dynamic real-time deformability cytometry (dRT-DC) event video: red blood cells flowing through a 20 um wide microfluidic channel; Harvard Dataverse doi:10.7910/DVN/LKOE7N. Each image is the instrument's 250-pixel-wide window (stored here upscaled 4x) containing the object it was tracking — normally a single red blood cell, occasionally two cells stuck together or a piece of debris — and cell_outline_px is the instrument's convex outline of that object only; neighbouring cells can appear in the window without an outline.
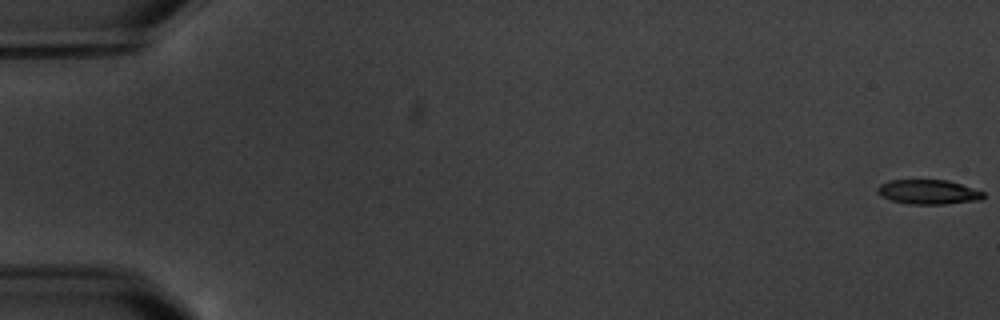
{"species": "common noctule bat (a hibernating species)", "species_latin": "Nyctalus noctula", "temperature_condition": "warm", "stored_images_in_passage": 14, "camera_frame_rate_fps": 3000, "um_per_image_px": 0.085, "animal": {"sex": "male", "body_mass_g": 20.1, "forearm_length_mm": 53.5}, "frame": {"image": 1, "passage_image": 1, "time_ms": 0.0, "image_size_px": [1000, 320], "cell_outline_px": [[984, 196], [980, 200], [944, 204], [908, 204], [892, 200], [880, 196], [876, 192], [876, 188], [880, 184], [888, 180], [948, 180], [984, 192]], "centroid_in_image_um": [78.86, 16.31], "position_along_channel_um": 6.1, "area_um2": 15.14}}
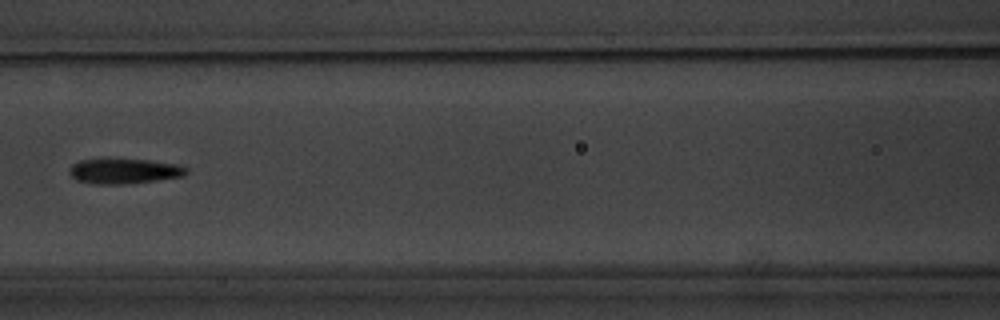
{"frame": {"image": 2, "passage_image": 7, "time_ms": 9.0, "image_size_px": [1000, 320], "cell_outline_px": [[188, 172], [184, 176], [156, 180], [120, 184], [92, 184], [76, 180], [68, 172], [68, 168], [72, 164], [80, 160], [108, 156], [148, 160], [176, 164], [188, 168]], "centroid_in_image_um": [10.48, 14.5], "position_along_channel_um": 156.1, "area_um2": 17.86}}